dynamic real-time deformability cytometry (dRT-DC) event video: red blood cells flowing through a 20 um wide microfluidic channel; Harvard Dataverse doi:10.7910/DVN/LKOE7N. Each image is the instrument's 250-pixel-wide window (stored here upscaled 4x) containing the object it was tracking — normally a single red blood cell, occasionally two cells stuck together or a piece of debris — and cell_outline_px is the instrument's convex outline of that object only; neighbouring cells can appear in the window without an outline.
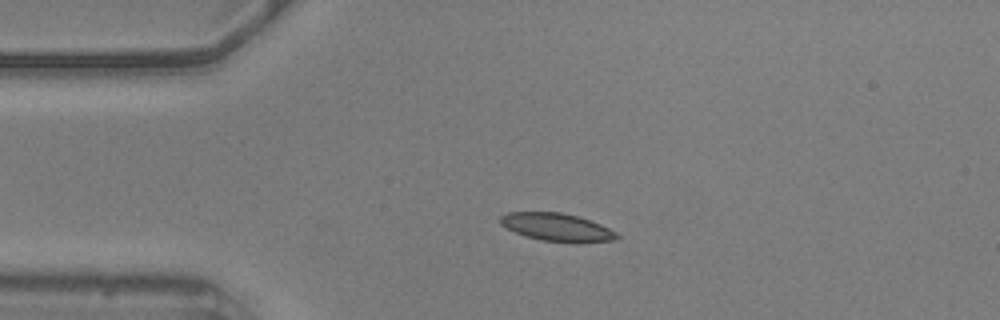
{"species": "common noctule bat (a hibernating species)", "species_latin": "Nyctalus noctula", "temperature_condition": "warm", "stored_images_in_passage": 8, "camera_frame_rate_fps": 3000, "um_per_image_px": 0.085, "animal": {"sex": "male", "body_mass_g": 20.5, "forearm_length_mm": 52.5}, "frame": {"image": 1, "passage_image": 1, "time_ms": 0.0, "image_size_px": [1000, 320], "cell_outline_px": [[620, 236], [616, 240], [540, 240], [524, 236], [500, 224], [500, 216], [508, 212], [560, 212], [580, 216], [600, 224], [616, 232]], "centroid_in_image_um": [47.27, 19.26], "position_along_channel_um": 37.7, "area_um2": 18.21}}
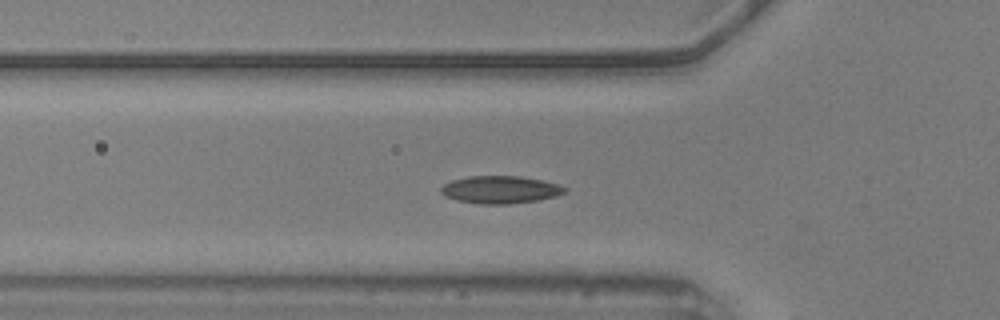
{"frame": {"image": 2, "passage_image": 7, "time_ms": 2.0, "image_size_px": [1000, 320], "cell_outline_px": [[568, 188], [564, 192], [556, 196], [536, 200], [512, 204], [480, 204], [456, 200], [444, 196], [440, 192], [440, 188], [444, 184], [452, 180], [468, 176], [520, 176], [540, 180], [556, 184]], "centroid_in_image_um": [42.48, 16.12], "position_along_channel_um": 83.3, "area_um2": 19.83}}